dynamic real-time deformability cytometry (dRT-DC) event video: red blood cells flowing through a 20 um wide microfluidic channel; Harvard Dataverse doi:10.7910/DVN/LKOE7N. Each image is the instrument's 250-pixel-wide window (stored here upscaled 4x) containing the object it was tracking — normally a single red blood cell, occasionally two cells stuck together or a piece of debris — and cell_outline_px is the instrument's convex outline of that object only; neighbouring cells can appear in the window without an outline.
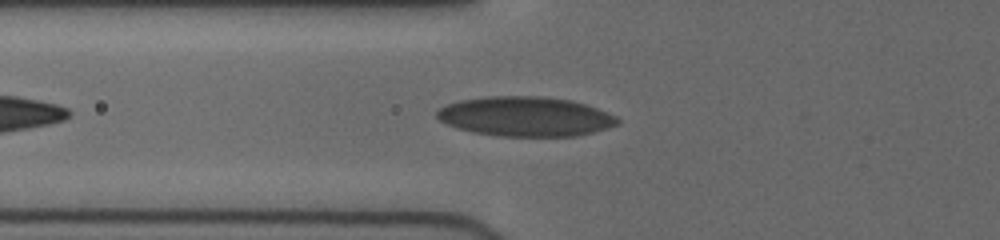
{"species": "human", "species_latin": "Homo sapiens", "temperature_condition": "cold", "stored_images_in_passage": 36, "camera_frame_rate_fps": 3000, "um_per_image_px": 0.085, "donor": {"sex": "female"}, "frame": {"image": 1, "passage_image": 5, "time_ms": 1.333, "image_size_px": [1000, 240], "cell_outline_px": [[620, 124], [608, 128], [576, 136], [496, 136], [472, 132], [456, 128], [440, 120], [436, 116], [436, 112], [440, 108], [448, 104], [460, 100], [488, 96], [544, 96], [572, 100], [596, 108], [616, 116], [620, 120]], "centroid_in_image_um": [44.67, 9.9], "position_along_channel_um": 81.1, "area_um2": 41.79}}
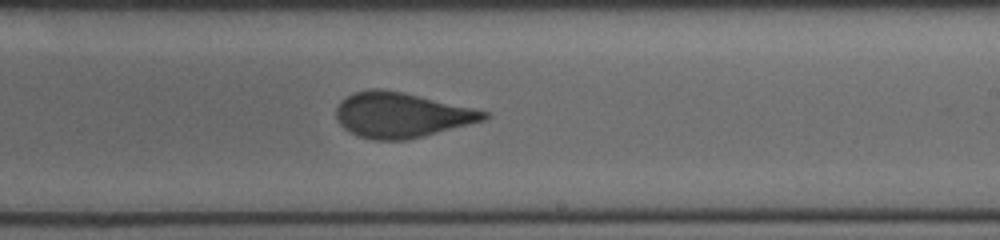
{"frame": {"image": 2, "passage_image": 18, "time_ms": 5.667, "image_size_px": [1000, 240], "cell_outline_px": [[488, 116], [484, 120], [424, 136], [408, 140], [372, 140], [356, 136], [348, 132], [336, 120], [336, 108], [340, 100], [352, 92], [372, 88], [380, 88], [404, 92], [472, 108], [488, 112]], "centroid_in_image_um": [34.03, 9.77], "position_along_channel_um": 255.0, "area_um2": 39.02}}
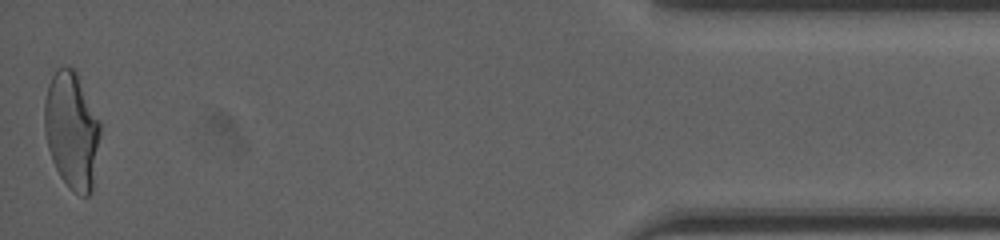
{"frame": {"image": 3, "passage_image": 36, "time_ms": 11.667, "image_size_px": [1000, 240], "cell_outline_px": [[100, 136], [92, 192], [88, 196], [80, 196], [72, 192], [68, 188], [60, 176], [52, 160], [48, 148], [44, 132], [44, 100], [48, 84], [56, 68], [68, 64], [76, 72], [100, 120]], "centroid_in_image_um": [6.09, 11.08], "position_along_channel_um": 429.1, "area_um2": 38.49}, "authors_computed_cell_mechanics": {"area_um2": 39.0439, "velocity_mm_per_s": 4.0077, "shape_relaxation_time_tau1_ms": 7.772, "shape_relaxation_time_tau2_ms": 0.7564, "deformation_change_tau1": 0.213, "deformation_change_tau2": 0.062}}